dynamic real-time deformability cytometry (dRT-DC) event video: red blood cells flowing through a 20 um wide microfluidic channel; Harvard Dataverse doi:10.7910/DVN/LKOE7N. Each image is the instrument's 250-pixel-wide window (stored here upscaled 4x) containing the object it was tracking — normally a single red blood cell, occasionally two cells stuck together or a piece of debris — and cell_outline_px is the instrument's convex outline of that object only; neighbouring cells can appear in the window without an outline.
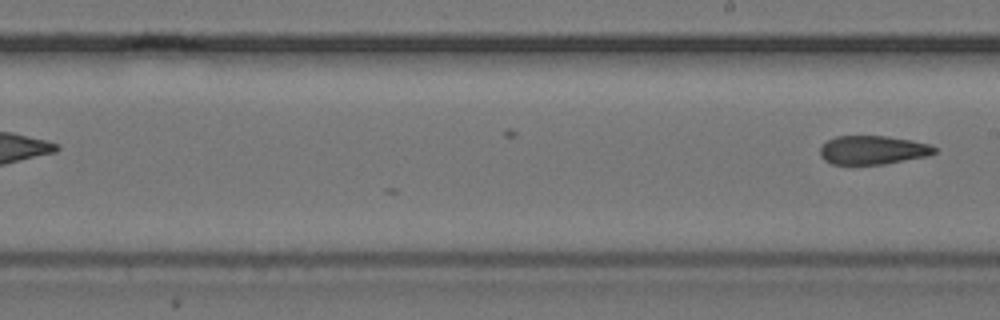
{"species": "common noctule bat (a hibernating species)", "species_latin": "Nyctalus noctula", "temperature_condition": "cold", "stored_images_in_passage": 6, "segment_of_instrument_passage": [2, 2], "camera_frame_rate_fps": 3000, "um_per_image_px": 0.085, "animal": {"sex": "female", "body_mass_g": 24.6, "forearm_length_mm": 56.2}, "frame": {"image": 1, "passage_image": 6, "time_ms": 1.667, "image_size_px": [1000, 320], "cell_outline_px": [[936, 152], [932, 156], [884, 164], [832, 164], [824, 160], [820, 156], [820, 148], [828, 140], [836, 136], [888, 136], [912, 140], [932, 144], [936, 148]], "centroid_in_image_um": [74.25, 12.75], "position_along_channel_um": 214.8, "area_um2": 19.42}}